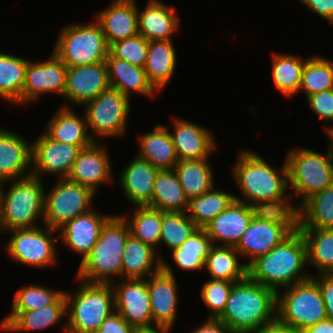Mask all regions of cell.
<instances>
[{"instance_id": "cell-1", "label": "cell", "mask_w": 333, "mask_h": 333, "mask_svg": "<svg viewBox=\"0 0 333 333\" xmlns=\"http://www.w3.org/2000/svg\"><path fill=\"white\" fill-rule=\"evenodd\" d=\"M305 265H308L306 243L299 231L254 260L248 266V277L277 293L312 277L304 270Z\"/></svg>"}, {"instance_id": "cell-2", "label": "cell", "mask_w": 333, "mask_h": 333, "mask_svg": "<svg viewBox=\"0 0 333 333\" xmlns=\"http://www.w3.org/2000/svg\"><path fill=\"white\" fill-rule=\"evenodd\" d=\"M277 293L249 277L231 288L224 312L217 318L237 333H256L276 320Z\"/></svg>"}, {"instance_id": "cell-3", "label": "cell", "mask_w": 333, "mask_h": 333, "mask_svg": "<svg viewBox=\"0 0 333 333\" xmlns=\"http://www.w3.org/2000/svg\"><path fill=\"white\" fill-rule=\"evenodd\" d=\"M238 154V159L232 166V176L243 198L234 195L235 200L252 205L258 201L274 200L289 193L286 160L278 170L257 152L242 149Z\"/></svg>"}, {"instance_id": "cell-4", "label": "cell", "mask_w": 333, "mask_h": 333, "mask_svg": "<svg viewBox=\"0 0 333 333\" xmlns=\"http://www.w3.org/2000/svg\"><path fill=\"white\" fill-rule=\"evenodd\" d=\"M130 234L129 225L123 216L112 214L102 226L99 239L90 254L80 262L77 279L102 284H112L115 276L120 279L122 256Z\"/></svg>"}, {"instance_id": "cell-5", "label": "cell", "mask_w": 333, "mask_h": 333, "mask_svg": "<svg viewBox=\"0 0 333 333\" xmlns=\"http://www.w3.org/2000/svg\"><path fill=\"white\" fill-rule=\"evenodd\" d=\"M40 178L27 177L1 183L0 232L13 229L34 228L43 222L45 185ZM10 183L6 190L4 185ZM42 220V221H41ZM0 234V235H1Z\"/></svg>"}, {"instance_id": "cell-6", "label": "cell", "mask_w": 333, "mask_h": 333, "mask_svg": "<svg viewBox=\"0 0 333 333\" xmlns=\"http://www.w3.org/2000/svg\"><path fill=\"white\" fill-rule=\"evenodd\" d=\"M77 280L81 285L74 294L64 291L67 318L60 331L96 333L104 320L115 311L113 287L111 284Z\"/></svg>"}, {"instance_id": "cell-7", "label": "cell", "mask_w": 333, "mask_h": 333, "mask_svg": "<svg viewBox=\"0 0 333 333\" xmlns=\"http://www.w3.org/2000/svg\"><path fill=\"white\" fill-rule=\"evenodd\" d=\"M327 142L325 155L297 146L285 157L290 192L294 198H301L300 206L312 195L333 185V144Z\"/></svg>"}, {"instance_id": "cell-8", "label": "cell", "mask_w": 333, "mask_h": 333, "mask_svg": "<svg viewBox=\"0 0 333 333\" xmlns=\"http://www.w3.org/2000/svg\"><path fill=\"white\" fill-rule=\"evenodd\" d=\"M52 52L67 67L105 62L109 46L101 25L94 19L90 23H70L58 33Z\"/></svg>"}, {"instance_id": "cell-9", "label": "cell", "mask_w": 333, "mask_h": 333, "mask_svg": "<svg viewBox=\"0 0 333 333\" xmlns=\"http://www.w3.org/2000/svg\"><path fill=\"white\" fill-rule=\"evenodd\" d=\"M326 318L319 286L312 277L277 292L276 319L280 323L303 332Z\"/></svg>"}, {"instance_id": "cell-10", "label": "cell", "mask_w": 333, "mask_h": 333, "mask_svg": "<svg viewBox=\"0 0 333 333\" xmlns=\"http://www.w3.org/2000/svg\"><path fill=\"white\" fill-rule=\"evenodd\" d=\"M91 138L125 137L131 99L117 89L109 88L83 106Z\"/></svg>"}, {"instance_id": "cell-11", "label": "cell", "mask_w": 333, "mask_h": 333, "mask_svg": "<svg viewBox=\"0 0 333 333\" xmlns=\"http://www.w3.org/2000/svg\"><path fill=\"white\" fill-rule=\"evenodd\" d=\"M42 225L44 224L42 223L41 227L7 231L11 237L7 240L4 249L10 259L21 265L39 269L55 267L56 263L58 264L56 253L58 230Z\"/></svg>"}, {"instance_id": "cell-12", "label": "cell", "mask_w": 333, "mask_h": 333, "mask_svg": "<svg viewBox=\"0 0 333 333\" xmlns=\"http://www.w3.org/2000/svg\"><path fill=\"white\" fill-rule=\"evenodd\" d=\"M49 193H45L43 224L58 230L66 222L92 210L95 192L68 178H55Z\"/></svg>"}, {"instance_id": "cell-13", "label": "cell", "mask_w": 333, "mask_h": 333, "mask_svg": "<svg viewBox=\"0 0 333 333\" xmlns=\"http://www.w3.org/2000/svg\"><path fill=\"white\" fill-rule=\"evenodd\" d=\"M81 149L54 141L43 132L31 143V175L40 179L44 174L67 178Z\"/></svg>"}, {"instance_id": "cell-14", "label": "cell", "mask_w": 333, "mask_h": 333, "mask_svg": "<svg viewBox=\"0 0 333 333\" xmlns=\"http://www.w3.org/2000/svg\"><path fill=\"white\" fill-rule=\"evenodd\" d=\"M67 66L53 52L44 61H29L20 105L36 103L43 94L57 93L63 96L66 88Z\"/></svg>"}, {"instance_id": "cell-15", "label": "cell", "mask_w": 333, "mask_h": 333, "mask_svg": "<svg viewBox=\"0 0 333 333\" xmlns=\"http://www.w3.org/2000/svg\"><path fill=\"white\" fill-rule=\"evenodd\" d=\"M115 311L137 329L156 327L152 321L147 279H120L112 284Z\"/></svg>"}, {"instance_id": "cell-16", "label": "cell", "mask_w": 333, "mask_h": 333, "mask_svg": "<svg viewBox=\"0 0 333 333\" xmlns=\"http://www.w3.org/2000/svg\"><path fill=\"white\" fill-rule=\"evenodd\" d=\"M171 266L164 259L162 268L147 278L152 321L155 326L172 327L178 309V282Z\"/></svg>"}, {"instance_id": "cell-17", "label": "cell", "mask_w": 333, "mask_h": 333, "mask_svg": "<svg viewBox=\"0 0 333 333\" xmlns=\"http://www.w3.org/2000/svg\"><path fill=\"white\" fill-rule=\"evenodd\" d=\"M110 88L106 62L67 67L66 88L62 99L67 104L82 107Z\"/></svg>"}, {"instance_id": "cell-18", "label": "cell", "mask_w": 333, "mask_h": 333, "mask_svg": "<svg viewBox=\"0 0 333 333\" xmlns=\"http://www.w3.org/2000/svg\"><path fill=\"white\" fill-rule=\"evenodd\" d=\"M109 152L103 143L94 141L79 152L69 176V180L90 188L97 194L99 187L113 181Z\"/></svg>"}, {"instance_id": "cell-19", "label": "cell", "mask_w": 333, "mask_h": 333, "mask_svg": "<svg viewBox=\"0 0 333 333\" xmlns=\"http://www.w3.org/2000/svg\"><path fill=\"white\" fill-rule=\"evenodd\" d=\"M172 123L174 129L170 130V125L167 129L179 160L209 158L216 151V137L206 127L176 116H173Z\"/></svg>"}, {"instance_id": "cell-20", "label": "cell", "mask_w": 333, "mask_h": 333, "mask_svg": "<svg viewBox=\"0 0 333 333\" xmlns=\"http://www.w3.org/2000/svg\"><path fill=\"white\" fill-rule=\"evenodd\" d=\"M111 216L92 209L66 222L58 229V236L67 249L81 256L83 262L99 239L102 226Z\"/></svg>"}, {"instance_id": "cell-21", "label": "cell", "mask_w": 333, "mask_h": 333, "mask_svg": "<svg viewBox=\"0 0 333 333\" xmlns=\"http://www.w3.org/2000/svg\"><path fill=\"white\" fill-rule=\"evenodd\" d=\"M0 127V183L31 175V143Z\"/></svg>"}, {"instance_id": "cell-22", "label": "cell", "mask_w": 333, "mask_h": 333, "mask_svg": "<svg viewBox=\"0 0 333 333\" xmlns=\"http://www.w3.org/2000/svg\"><path fill=\"white\" fill-rule=\"evenodd\" d=\"M253 217L251 205L234 200L204 229L213 245L235 247Z\"/></svg>"}, {"instance_id": "cell-23", "label": "cell", "mask_w": 333, "mask_h": 333, "mask_svg": "<svg viewBox=\"0 0 333 333\" xmlns=\"http://www.w3.org/2000/svg\"><path fill=\"white\" fill-rule=\"evenodd\" d=\"M137 5L136 0H114L96 13L94 19L101 25L108 46L139 34Z\"/></svg>"}, {"instance_id": "cell-24", "label": "cell", "mask_w": 333, "mask_h": 333, "mask_svg": "<svg viewBox=\"0 0 333 333\" xmlns=\"http://www.w3.org/2000/svg\"><path fill=\"white\" fill-rule=\"evenodd\" d=\"M289 235L290 233L284 227L253 217L235 249L240 253L241 258L249 259L246 262V265L249 266L258 257L267 254L279 245Z\"/></svg>"}, {"instance_id": "cell-25", "label": "cell", "mask_w": 333, "mask_h": 333, "mask_svg": "<svg viewBox=\"0 0 333 333\" xmlns=\"http://www.w3.org/2000/svg\"><path fill=\"white\" fill-rule=\"evenodd\" d=\"M160 170L137 155L120 173L119 184L127 200L133 206H149L153 194V184Z\"/></svg>"}, {"instance_id": "cell-26", "label": "cell", "mask_w": 333, "mask_h": 333, "mask_svg": "<svg viewBox=\"0 0 333 333\" xmlns=\"http://www.w3.org/2000/svg\"><path fill=\"white\" fill-rule=\"evenodd\" d=\"M138 8V32L146 40H172L179 31L180 20L175 7L161 0H148L145 9Z\"/></svg>"}, {"instance_id": "cell-27", "label": "cell", "mask_w": 333, "mask_h": 333, "mask_svg": "<svg viewBox=\"0 0 333 333\" xmlns=\"http://www.w3.org/2000/svg\"><path fill=\"white\" fill-rule=\"evenodd\" d=\"M45 130L44 133L54 141L77 145L81 148L94 142L89 134L84 112L82 116L76 114V111L66 103L56 110Z\"/></svg>"}, {"instance_id": "cell-28", "label": "cell", "mask_w": 333, "mask_h": 333, "mask_svg": "<svg viewBox=\"0 0 333 333\" xmlns=\"http://www.w3.org/2000/svg\"><path fill=\"white\" fill-rule=\"evenodd\" d=\"M110 87L131 98L132 93L154 98L158 91L148 81L144 68L124 59L114 58L110 53L105 60Z\"/></svg>"}, {"instance_id": "cell-29", "label": "cell", "mask_w": 333, "mask_h": 333, "mask_svg": "<svg viewBox=\"0 0 333 333\" xmlns=\"http://www.w3.org/2000/svg\"><path fill=\"white\" fill-rule=\"evenodd\" d=\"M156 125L151 132L141 133L136 155L159 170H174L179 161L167 125Z\"/></svg>"}, {"instance_id": "cell-30", "label": "cell", "mask_w": 333, "mask_h": 333, "mask_svg": "<svg viewBox=\"0 0 333 333\" xmlns=\"http://www.w3.org/2000/svg\"><path fill=\"white\" fill-rule=\"evenodd\" d=\"M161 268L157 251L130 234L122 256V279H147Z\"/></svg>"}, {"instance_id": "cell-31", "label": "cell", "mask_w": 333, "mask_h": 333, "mask_svg": "<svg viewBox=\"0 0 333 333\" xmlns=\"http://www.w3.org/2000/svg\"><path fill=\"white\" fill-rule=\"evenodd\" d=\"M177 62V52L172 40L149 41L144 70L148 81L158 92L170 83Z\"/></svg>"}, {"instance_id": "cell-32", "label": "cell", "mask_w": 333, "mask_h": 333, "mask_svg": "<svg viewBox=\"0 0 333 333\" xmlns=\"http://www.w3.org/2000/svg\"><path fill=\"white\" fill-rule=\"evenodd\" d=\"M294 196L287 195L267 201L252 204L253 215L256 219L274 223L284 227L290 234L300 231L301 211L299 204H291Z\"/></svg>"}, {"instance_id": "cell-33", "label": "cell", "mask_w": 333, "mask_h": 333, "mask_svg": "<svg viewBox=\"0 0 333 333\" xmlns=\"http://www.w3.org/2000/svg\"><path fill=\"white\" fill-rule=\"evenodd\" d=\"M66 316L64 293L51 305L38 310L20 311L1 331L8 333L42 331L62 321Z\"/></svg>"}, {"instance_id": "cell-34", "label": "cell", "mask_w": 333, "mask_h": 333, "mask_svg": "<svg viewBox=\"0 0 333 333\" xmlns=\"http://www.w3.org/2000/svg\"><path fill=\"white\" fill-rule=\"evenodd\" d=\"M240 253L233 246L213 245L207 255L205 269L210 279L240 282L248 277V266L240 263Z\"/></svg>"}, {"instance_id": "cell-35", "label": "cell", "mask_w": 333, "mask_h": 333, "mask_svg": "<svg viewBox=\"0 0 333 333\" xmlns=\"http://www.w3.org/2000/svg\"><path fill=\"white\" fill-rule=\"evenodd\" d=\"M188 198L174 170H160L153 184L152 208L163 212H185Z\"/></svg>"}, {"instance_id": "cell-36", "label": "cell", "mask_w": 333, "mask_h": 333, "mask_svg": "<svg viewBox=\"0 0 333 333\" xmlns=\"http://www.w3.org/2000/svg\"><path fill=\"white\" fill-rule=\"evenodd\" d=\"M208 159L179 160L176 163L174 171L188 199L204 194L215 185L214 171Z\"/></svg>"}, {"instance_id": "cell-37", "label": "cell", "mask_w": 333, "mask_h": 333, "mask_svg": "<svg viewBox=\"0 0 333 333\" xmlns=\"http://www.w3.org/2000/svg\"><path fill=\"white\" fill-rule=\"evenodd\" d=\"M235 200L233 193L223 191L215 185L204 194L188 199L185 214L198 228L204 229L221 212L226 210Z\"/></svg>"}, {"instance_id": "cell-38", "label": "cell", "mask_w": 333, "mask_h": 333, "mask_svg": "<svg viewBox=\"0 0 333 333\" xmlns=\"http://www.w3.org/2000/svg\"><path fill=\"white\" fill-rule=\"evenodd\" d=\"M307 58L297 55L272 52V79L281 95L291 98L299 92L303 68Z\"/></svg>"}, {"instance_id": "cell-39", "label": "cell", "mask_w": 333, "mask_h": 333, "mask_svg": "<svg viewBox=\"0 0 333 333\" xmlns=\"http://www.w3.org/2000/svg\"><path fill=\"white\" fill-rule=\"evenodd\" d=\"M306 243L307 264L318 274H333V229L300 228Z\"/></svg>"}, {"instance_id": "cell-40", "label": "cell", "mask_w": 333, "mask_h": 333, "mask_svg": "<svg viewBox=\"0 0 333 333\" xmlns=\"http://www.w3.org/2000/svg\"><path fill=\"white\" fill-rule=\"evenodd\" d=\"M30 59L0 51V99L8 104H20Z\"/></svg>"}, {"instance_id": "cell-41", "label": "cell", "mask_w": 333, "mask_h": 333, "mask_svg": "<svg viewBox=\"0 0 333 333\" xmlns=\"http://www.w3.org/2000/svg\"><path fill=\"white\" fill-rule=\"evenodd\" d=\"M121 215L127 221L131 235L155 249L160 259L163 260L161 250L157 249L160 245L163 211L147 205L134 206V214L130 217L129 214L128 216Z\"/></svg>"}, {"instance_id": "cell-42", "label": "cell", "mask_w": 333, "mask_h": 333, "mask_svg": "<svg viewBox=\"0 0 333 333\" xmlns=\"http://www.w3.org/2000/svg\"><path fill=\"white\" fill-rule=\"evenodd\" d=\"M211 239L205 229L199 228L182 245L170 253L177 267L182 271L205 270V262L211 247Z\"/></svg>"}, {"instance_id": "cell-43", "label": "cell", "mask_w": 333, "mask_h": 333, "mask_svg": "<svg viewBox=\"0 0 333 333\" xmlns=\"http://www.w3.org/2000/svg\"><path fill=\"white\" fill-rule=\"evenodd\" d=\"M64 291L43 285H27L15 291L11 312L0 322L2 330L20 311L38 310L53 304Z\"/></svg>"}, {"instance_id": "cell-44", "label": "cell", "mask_w": 333, "mask_h": 333, "mask_svg": "<svg viewBox=\"0 0 333 333\" xmlns=\"http://www.w3.org/2000/svg\"><path fill=\"white\" fill-rule=\"evenodd\" d=\"M300 211V228L333 229V185L312 195Z\"/></svg>"}, {"instance_id": "cell-45", "label": "cell", "mask_w": 333, "mask_h": 333, "mask_svg": "<svg viewBox=\"0 0 333 333\" xmlns=\"http://www.w3.org/2000/svg\"><path fill=\"white\" fill-rule=\"evenodd\" d=\"M333 89V61L319 54L307 58L303 68L299 92L308 96Z\"/></svg>"}, {"instance_id": "cell-46", "label": "cell", "mask_w": 333, "mask_h": 333, "mask_svg": "<svg viewBox=\"0 0 333 333\" xmlns=\"http://www.w3.org/2000/svg\"><path fill=\"white\" fill-rule=\"evenodd\" d=\"M198 229L185 212H163L160 244L172 251L180 247Z\"/></svg>"}, {"instance_id": "cell-47", "label": "cell", "mask_w": 333, "mask_h": 333, "mask_svg": "<svg viewBox=\"0 0 333 333\" xmlns=\"http://www.w3.org/2000/svg\"><path fill=\"white\" fill-rule=\"evenodd\" d=\"M234 283L236 282L214 279H208L203 283L200 295L202 302L209 309L208 318L217 319L224 312Z\"/></svg>"}, {"instance_id": "cell-48", "label": "cell", "mask_w": 333, "mask_h": 333, "mask_svg": "<svg viewBox=\"0 0 333 333\" xmlns=\"http://www.w3.org/2000/svg\"><path fill=\"white\" fill-rule=\"evenodd\" d=\"M149 41L138 34L109 46V53L114 58L124 59L130 64L144 68L147 60Z\"/></svg>"}, {"instance_id": "cell-49", "label": "cell", "mask_w": 333, "mask_h": 333, "mask_svg": "<svg viewBox=\"0 0 333 333\" xmlns=\"http://www.w3.org/2000/svg\"><path fill=\"white\" fill-rule=\"evenodd\" d=\"M310 109L319 119L333 123V89L312 94L306 98Z\"/></svg>"}, {"instance_id": "cell-50", "label": "cell", "mask_w": 333, "mask_h": 333, "mask_svg": "<svg viewBox=\"0 0 333 333\" xmlns=\"http://www.w3.org/2000/svg\"><path fill=\"white\" fill-rule=\"evenodd\" d=\"M312 275L319 286L325 304L327 318L333 321V274ZM317 277V278H316Z\"/></svg>"}, {"instance_id": "cell-51", "label": "cell", "mask_w": 333, "mask_h": 333, "mask_svg": "<svg viewBox=\"0 0 333 333\" xmlns=\"http://www.w3.org/2000/svg\"><path fill=\"white\" fill-rule=\"evenodd\" d=\"M137 328L124 320L117 311L111 313L96 333H136Z\"/></svg>"}, {"instance_id": "cell-52", "label": "cell", "mask_w": 333, "mask_h": 333, "mask_svg": "<svg viewBox=\"0 0 333 333\" xmlns=\"http://www.w3.org/2000/svg\"><path fill=\"white\" fill-rule=\"evenodd\" d=\"M307 9L333 24V0H299Z\"/></svg>"}, {"instance_id": "cell-53", "label": "cell", "mask_w": 333, "mask_h": 333, "mask_svg": "<svg viewBox=\"0 0 333 333\" xmlns=\"http://www.w3.org/2000/svg\"><path fill=\"white\" fill-rule=\"evenodd\" d=\"M189 333H237L219 319L207 318L203 324Z\"/></svg>"}, {"instance_id": "cell-54", "label": "cell", "mask_w": 333, "mask_h": 333, "mask_svg": "<svg viewBox=\"0 0 333 333\" xmlns=\"http://www.w3.org/2000/svg\"><path fill=\"white\" fill-rule=\"evenodd\" d=\"M256 333H303V332L297 331L296 329L284 325L276 319L274 322L263 326Z\"/></svg>"}, {"instance_id": "cell-55", "label": "cell", "mask_w": 333, "mask_h": 333, "mask_svg": "<svg viewBox=\"0 0 333 333\" xmlns=\"http://www.w3.org/2000/svg\"><path fill=\"white\" fill-rule=\"evenodd\" d=\"M303 333H333V321L326 318L321 322L309 326Z\"/></svg>"}, {"instance_id": "cell-56", "label": "cell", "mask_w": 333, "mask_h": 333, "mask_svg": "<svg viewBox=\"0 0 333 333\" xmlns=\"http://www.w3.org/2000/svg\"><path fill=\"white\" fill-rule=\"evenodd\" d=\"M172 327H152V328H143L137 329L136 333H171Z\"/></svg>"}, {"instance_id": "cell-57", "label": "cell", "mask_w": 333, "mask_h": 333, "mask_svg": "<svg viewBox=\"0 0 333 333\" xmlns=\"http://www.w3.org/2000/svg\"><path fill=\"white\" fill-rule=\"evenodd\" d=\"M326 129H323L324 132H326L328 136V140H333V126H325Z\"/></svg>"}]
</instances>
